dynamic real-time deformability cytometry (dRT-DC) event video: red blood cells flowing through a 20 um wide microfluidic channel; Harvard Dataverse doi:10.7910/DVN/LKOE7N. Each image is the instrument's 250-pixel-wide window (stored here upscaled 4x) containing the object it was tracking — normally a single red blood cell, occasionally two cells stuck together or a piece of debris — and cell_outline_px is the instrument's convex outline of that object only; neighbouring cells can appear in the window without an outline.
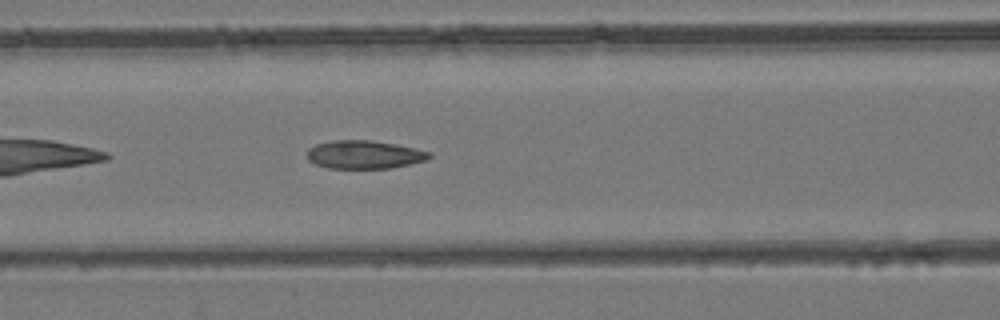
{"species": "common noctule bat (a hibernating species)", "species_latin": "Nyctalus noctula", "temperature_condition": "room temperature", "stored_images_in_passage": 35, "camera_frame_rate_fps": 3000, "um_per_image_px": 0.085, "animal": {"sex": "female", "body_mass_g": 24.6, "forearm_length_mm": 56.2}, "frame": {"image": 1, "passage_image": 7, "time_ms": 2.0, "image_size_px": [1000, 320], "cell_outline_px": [[432, 156], [428, 160], [388, 168], [328, 168], [316, 164], [308, 160], [308, 148], [316, 144], [332, 140], [368, 140], [396, 144], [416, 148], [432, 152]], "centroid_in_image_um": [30.98, 13.13], "position_along_channel_um": 135.6, "area_um2": 20.11}}
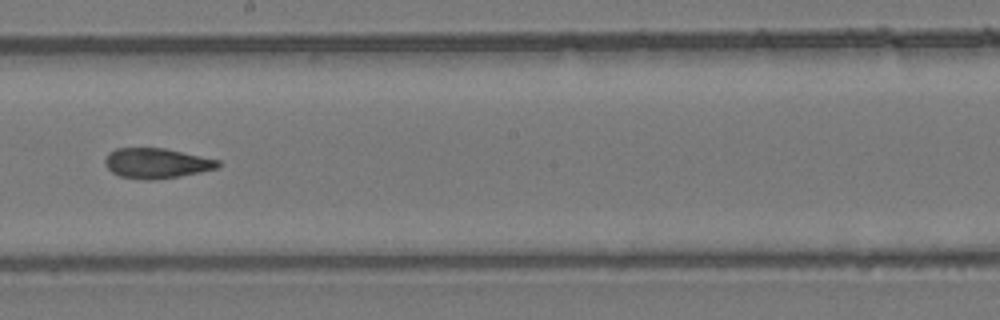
{"frame": {"image": 2, "passage_image": 14, "time_ms": 4.333, "image_size_px": [1000, 320], "cell_outline_px": [[220, 168], [180, 176], [152, 180], [144, 180], [120, 176], [112, 172], [104, 164], [104, 160], [108, 152], [116, 148], [164, 148], [220, 160]], "centroid_in_image_um": [13.3, 13.87], "position_along_channel_um": 234.9, "area_um2": 19.94}}
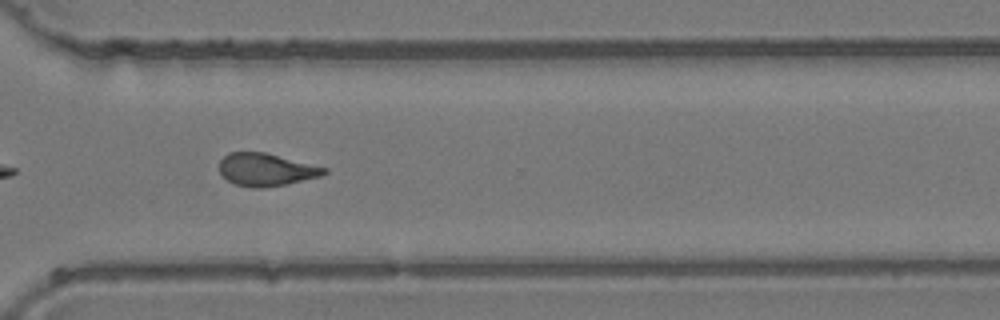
{"frame": {"image": 3, "passage_image": 22, "time_ms": 7.0, "image_size_px": [1000, 320], "cell_outline_px": [[328, 172], [320, 176], [288, 184], [260, 188], [252, 188], [236, 184], [228, 180], [220, 172], [220, 160], [228, 152], [264, 152], [328, 168]], "centroid_in_image_um": [22.63, 14.42], "position_along_channel_um": 348.0, "area_um2": 19.83}}